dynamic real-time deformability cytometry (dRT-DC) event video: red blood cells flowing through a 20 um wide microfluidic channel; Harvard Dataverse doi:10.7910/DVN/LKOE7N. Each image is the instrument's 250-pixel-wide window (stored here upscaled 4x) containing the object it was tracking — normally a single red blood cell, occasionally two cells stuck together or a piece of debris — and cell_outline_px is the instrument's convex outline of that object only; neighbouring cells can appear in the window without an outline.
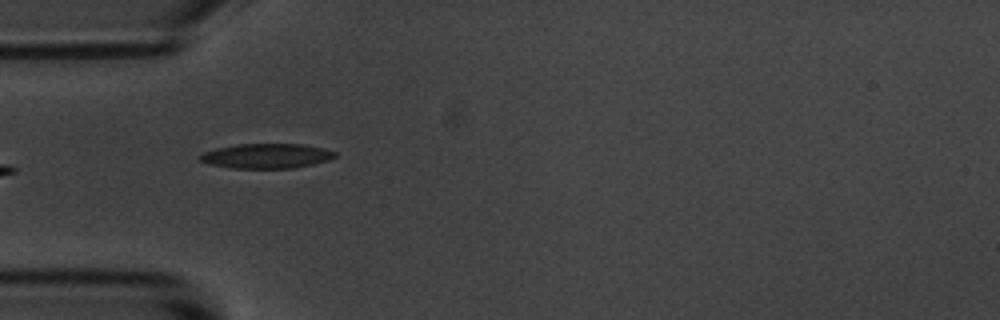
{"species": "common noctule bat (a hibernating species)", "species_latin": "Nyctalus noctula", "temperature_condition": "room temperature", "stored_images_in_passage": 6, "camera_frame_rate_fps": 3000, "um_per_image_px": 0.085, "animal": {"sex": "male", "body_mass_g": 20.1, "forearm_length_mm": 53.5}, "frame": {"image": 1, "passage_image": 5, "time_ms": 5.0, "image_size_px": [1000, 320], "cell_outline_px": [[336, 156], [328, 160], [312, 164], [292, 168], [232, 168], [208, 164], [200, 160], [200, 156], [204, 152], [216, 148], [236, 144], [300, 144], [324, 148], [336, 152]], "centroid_in_image_um": [22.65, 13.25], "position_along_channel_um": 62.4, "area_um2": 19.36}}